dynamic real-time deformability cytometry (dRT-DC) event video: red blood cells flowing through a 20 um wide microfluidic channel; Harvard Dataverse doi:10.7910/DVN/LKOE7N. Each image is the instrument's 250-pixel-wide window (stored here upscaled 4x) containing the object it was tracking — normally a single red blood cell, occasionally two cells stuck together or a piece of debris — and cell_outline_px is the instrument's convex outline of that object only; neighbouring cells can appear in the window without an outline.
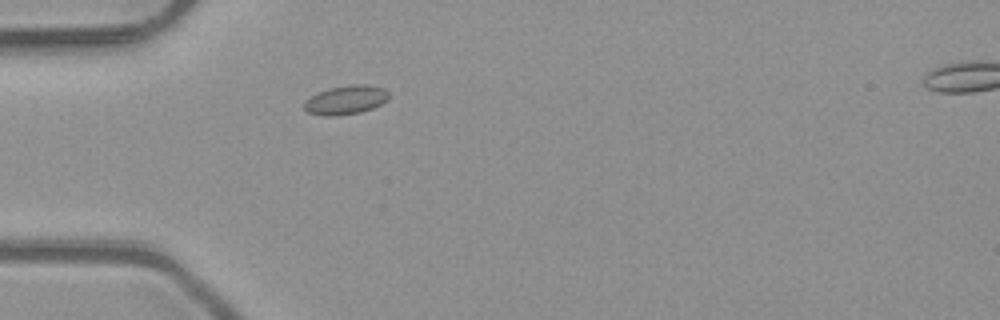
{"species": "common noctule bat (a hibernating species)", "species_latin": "Nyctalus noctula", "temperature_condition": "room temperature", "stored_images_in_passage": 38, "camera_frame_rate_fps": 3000, "um_per_image_px": 0.085, "animal": {"sex": "male", "body_mass_g": 23.1, "forearm_length_mm": 52.7}, "frame": {"image": 1, "passage_image": 2, "time_ms": 0.333, "image_size_px": [1000, 320], "cell_outline_px": [[388, 100], [372, 108], [360, 112], [336, 116], [324, 116], [308, 112], [304, 108], [304, 100], [316, 92], [328, 88], [352, 84], [368, 84], [384, 88], [388, 92]], "centroid_in_image_um": [29.37, 8.48], "position_along_channel_um": 55.6, "area_um2": 14.45}}
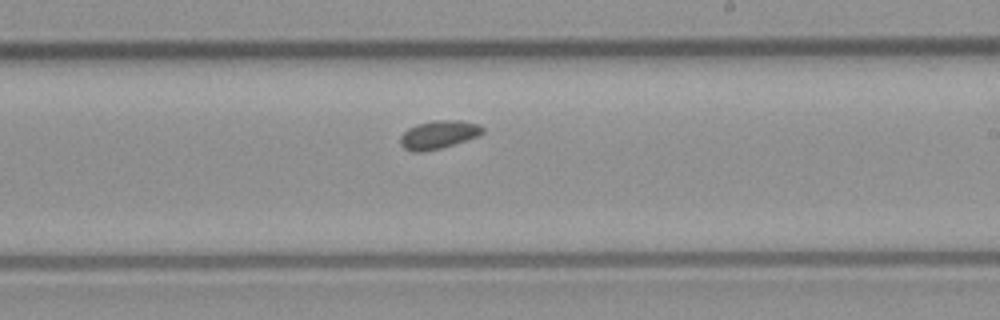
{"frame": {"image": 2, "passage_image": 17, "time_ms": 5.333, "image_size_px": [1000, 320], "cell_outline_px": [[484, 132], [480, 136], [440, 148], [424, 152], [412, 152], [404, 148], [400, 144], [400, 136], [408, 128], [416, 124], [432, 120], [460, 120], [480, 124], [484, 128]], "centroid_in_image_um": [37.29, 11.44], "position_along_channel_um": 251.7, "area_um2": 13.76}}
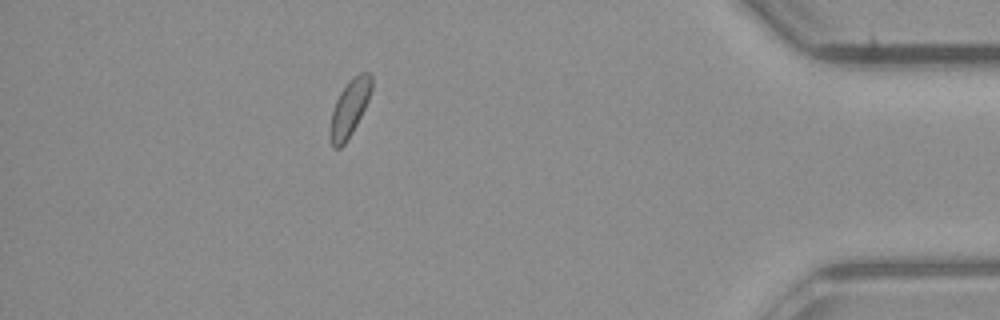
{"frame": {"image": 3, "passage_image": 32, "time_ms": 10.333, "image_size_px": [1000, 320], "cell_outline_px": [[372, 88], [368, 100], [352, 132], [344, 144], [340, 148], [332, 148], [328, 136], [328, 132], [332, 112], [336, 100], [340, 92], [352, 76], [360, 72], [368, 72], [372, 76]], "centroid_in_image_um": [29.68, 9.2], "position_along_channel_um": 405.5, "area_um2": 13.76}, "authors_computed_cell_mechanics": {"area_um2": 13.3229, "velocity_mm_per_s": 4.0581, "shape_relaxation_time_tau1_ms": null, "shape_relaxation_time_tau2_ms": 3.68, "deformation_change_tau1": null, "deformation_change_tau2": 0.0714}}